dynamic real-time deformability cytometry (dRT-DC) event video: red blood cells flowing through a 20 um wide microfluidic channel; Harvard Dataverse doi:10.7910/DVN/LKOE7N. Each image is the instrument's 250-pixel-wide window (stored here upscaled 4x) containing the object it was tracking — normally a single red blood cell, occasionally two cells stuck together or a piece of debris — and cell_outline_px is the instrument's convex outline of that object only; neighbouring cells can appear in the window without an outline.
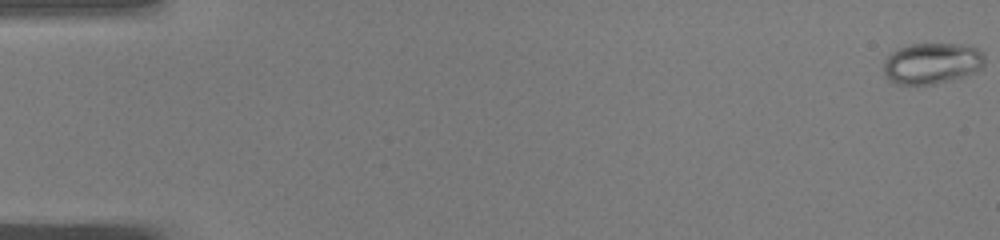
{"species": "common noctule bat (a hibernating species)", "species_latin": "Nyctalus noctula", "temperature_condition": "warm", "stored_images_in_passage": 51, "camera_frame_rate_fps": 3000, "um_per_image_px": 0.085, "animal": {"sex": "male", "body_mass_g": 19.0, "forearm_length_mm": 50.8}, "frame": {"image": 1, "passage_image": 1, "time_ms": 0.0, "image_size_px": [1000, 240], "cell_outline_px": [[984, 68], [976, 72], [964, 76], [936, 84], [896, 84], [888, 80], [884, 76], [884, 60], [892, 52], [908, 44], [968, 44], [984, 52]], "centroid_in_image_um": [79.24, 5.38], "position_along_channel_um": 5.8, "area_um2": 24.51}}
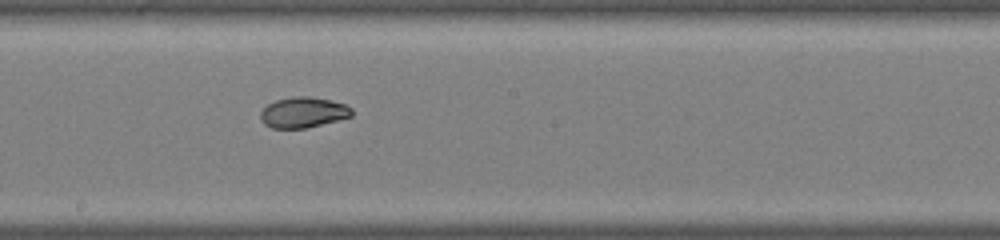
{"frame": {"image": 2, "passage_image": 29, "time_ms": 9.333, "image_size_px": [1000, 240], "cell_outline_px": [[352, 116], [304, 128], [272, 128], [264, 124], [260, 120], [260, 112], [268, 104], [276, 100], [292, 96], [308, 96], [332, 100], [344, 104], [352, 108]], "centroid_in_image_um": [25.74, 9.54], "position_along_channel_um": 222.5, "area_um2": 16.18}}
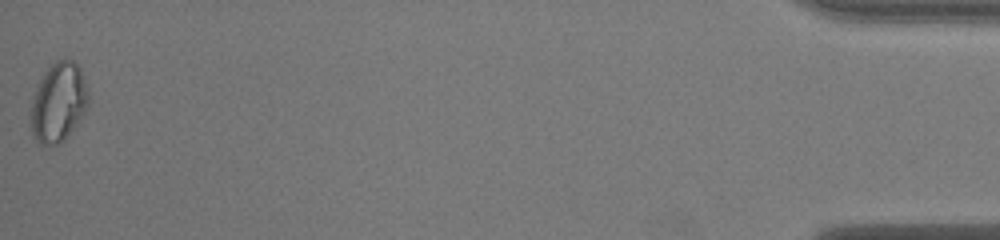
{"frame": {"image": 3, "passage_image": 51, "time_ms": 16.667, "image_size_px": [1000, 240], "cell_outline_px": [[88, 104], [84, 112], [60, 144], [40, 144], [32, 136], [32, 96], [44, 72], [56, 60], [72, 60], [80, 68], [88, 92]], "centroid_in_image_um": [4.96, 8.68], "position_along_channel_um": 430.2, "area_um2": 25.95}}